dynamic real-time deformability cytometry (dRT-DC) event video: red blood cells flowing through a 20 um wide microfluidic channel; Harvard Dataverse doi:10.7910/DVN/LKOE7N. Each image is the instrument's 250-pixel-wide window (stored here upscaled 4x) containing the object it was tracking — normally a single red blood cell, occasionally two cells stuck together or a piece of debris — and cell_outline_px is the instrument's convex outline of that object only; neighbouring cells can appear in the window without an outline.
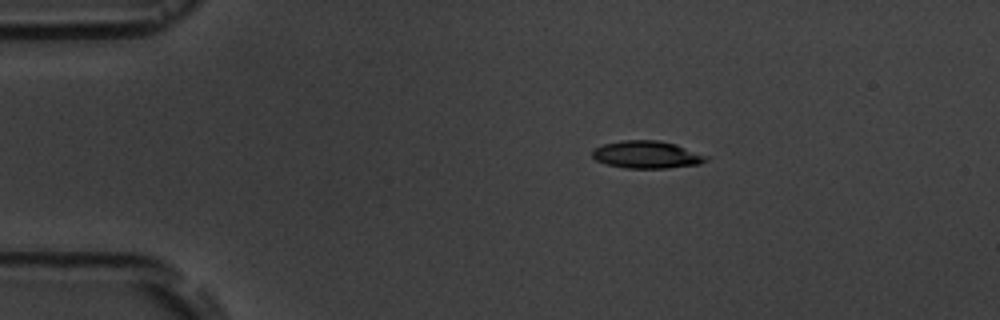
{"species": "common noctule bat (a hibernating species)", "species_latin": "Nyctalus noctula", "temperature_condition": "room temperature", "stored_images_in_passage": 4, "camera_frame_rate_fps": 3000, "um_per_image_px": 0.085, "animal": {"sex": "male", "body_mass_g": 19.5, "forearm_length_mm": 54.6}, "frame": {"image": 1, "passage_image": 1, "time_ms": 0.0, "image_size_px": [1000, 320], "cell_outline_px": [[712, 156], [708, 160], [700, 164], [668, 168], [624, 168], [604, 164], [596, 160], [592, 156], [592, 148], [604, 144], [624, 140], [656, 140], [676, 144]], "centroid_in_image_um": [55.01, 13.15], "position_along_channel_um": 30.0, "area_um2": 18.55}}
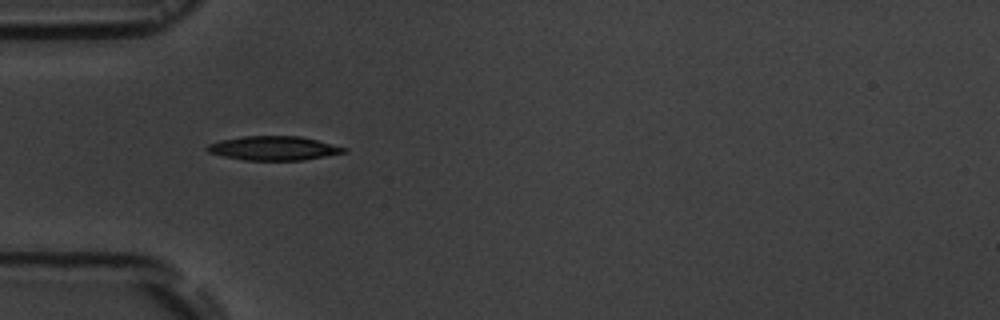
{"frame": {"image": 2, "passage_image": 3, "time_ms": 2.333, "image_size_px": [1000, 320], "cell_outline_px": [[348, 152], [304, 160], [244, 160], [224, 156], [208, 152], [204, 148], [208, 144], [220, 140], [244, 136], [300, 136], [348, 148]], "centroid_in_image_um": [23.26, 12.6], "position_along_channel_um": 61.7, "area_um2": 19.19}}
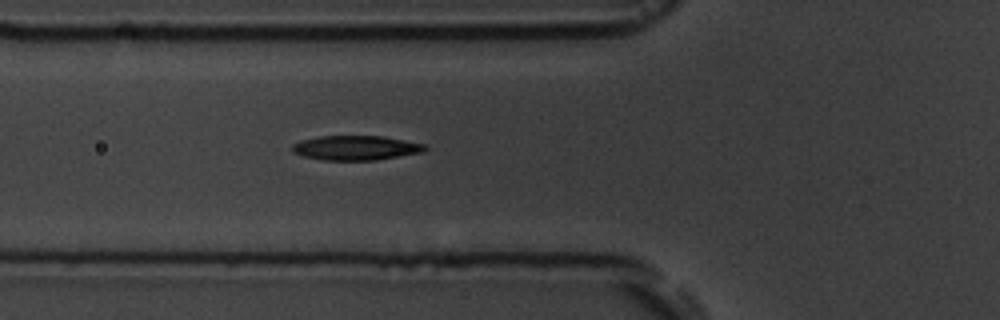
{"frame": {"image": 3, "passage_image": 4, "time_ms": 3.333, "image_size_px": [1000, 320], "cell_outline_px": [[428, 148], [424, 152], [376, 160], [324, 160], [304, 156], [292, 152], [292, 144], [300, 140], [320, 136], [384, 136], [424, 144]], "centroid_in_image_um": [30.25, 12.56], "position_along_channel_um": 95.6, "area_um2": 19.02}}